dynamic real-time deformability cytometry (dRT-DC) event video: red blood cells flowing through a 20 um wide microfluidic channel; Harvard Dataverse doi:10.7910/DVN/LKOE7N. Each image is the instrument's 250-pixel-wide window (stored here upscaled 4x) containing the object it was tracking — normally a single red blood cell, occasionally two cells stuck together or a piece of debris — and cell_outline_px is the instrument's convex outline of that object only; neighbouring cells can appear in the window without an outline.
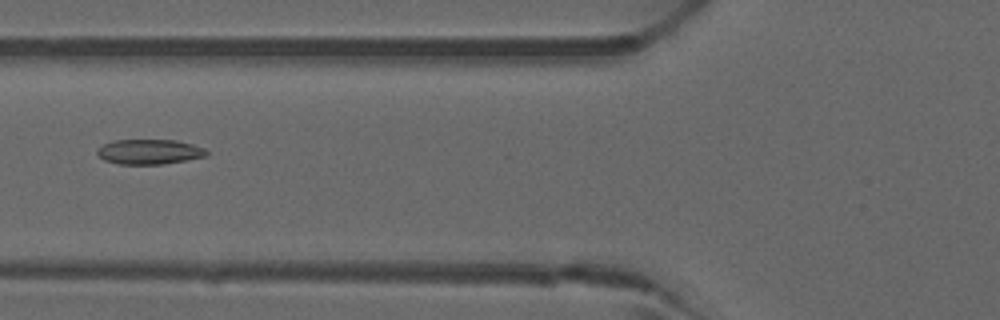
{"species": "common noctule bat (a hibernating species)", "species_latin": "Nyctalus noctula", "temperature_condition": "warm", "stored_images_in_passage": 51, "camera_frame_rate_fps": 3000, "um_per_image_px": 0.085, "animal": {"sex": "male", "forearm_length_mm": 52.5}, "frame": {"image": 1, "passage_image": 20, "time_ms": 6.333, "image_size_px": [1000, 320], "cell_outline_px": [[208, 156], [164, 164], [120, 164], [104, 160], [96, 152], [104, 144], [112, 140], [176, 140], [192, 144], [204, 148], [208, 152]], "centroid_in_image_um": [12.72, 12.9], "position_along_channel_um": 113.1, "area_um2": 15.84}}
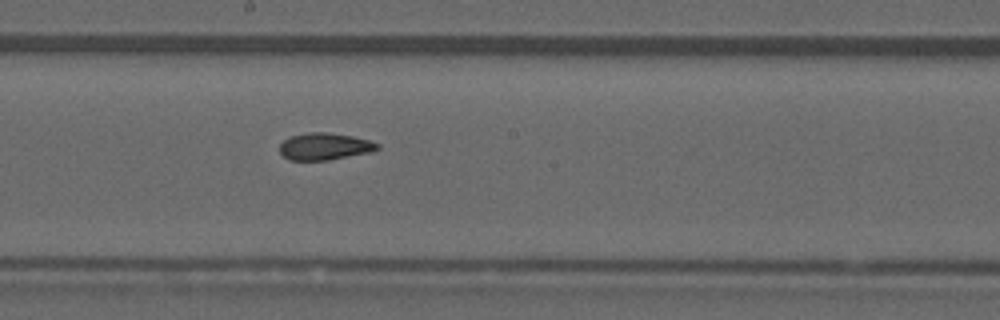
{"frame": {"image": 2, "passage_image": 28, "time_ms": 9.0, "image_size_px": [1000, 320], "cell_outline_px": [[380, 148], [372, 152], [328, 160], [288, 160], [280, 152], [280, 144], [284, 140], [292, 136], [308, 132], [324, 132], [352, 136], [368, 140], [380, 144]], "centroid_in_image_um": [27.61, 12.45], "position_along_channel_um": 220.6, "area_um2": 15.32}}
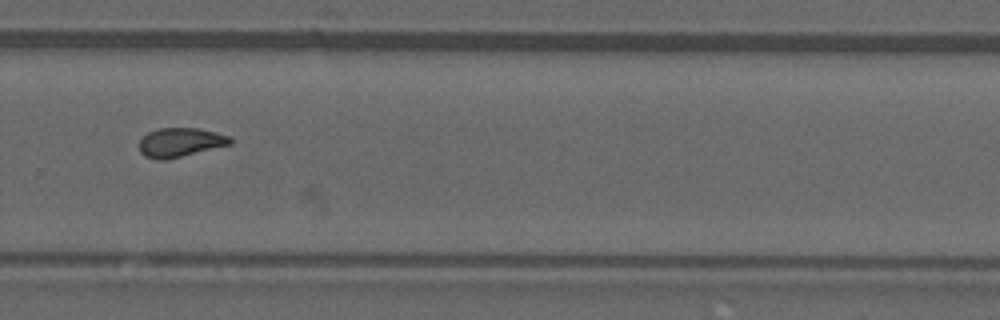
{"frame": {"image": 3, "passage_image": 35, "time_ms": 11.333, "image_size_px": [1000, 320], "cell_outline_px": [[232, 144], [164, 160], [156, 160], [144, 156], [140, 152], [140, 140], [148, 132], [156, 128], [196, 128], [216, 132], [228, 136], [232, 140]], "centroid_in_image_um": [15.3, 12.1], "position_along_channel_um": 314.5, "area_um2": 15.32}, "authors_computed_cell_mechanics": {"area_um2": 15.6638, "velocity_mm_per_s": 4.0313, "shape_relaxation_time_tau1_ms": null, "shape_relaxation_time_tau2_ms": 2.658, "deformation_change_tau1": null, "deformation_change_tau2": 0.0746}}